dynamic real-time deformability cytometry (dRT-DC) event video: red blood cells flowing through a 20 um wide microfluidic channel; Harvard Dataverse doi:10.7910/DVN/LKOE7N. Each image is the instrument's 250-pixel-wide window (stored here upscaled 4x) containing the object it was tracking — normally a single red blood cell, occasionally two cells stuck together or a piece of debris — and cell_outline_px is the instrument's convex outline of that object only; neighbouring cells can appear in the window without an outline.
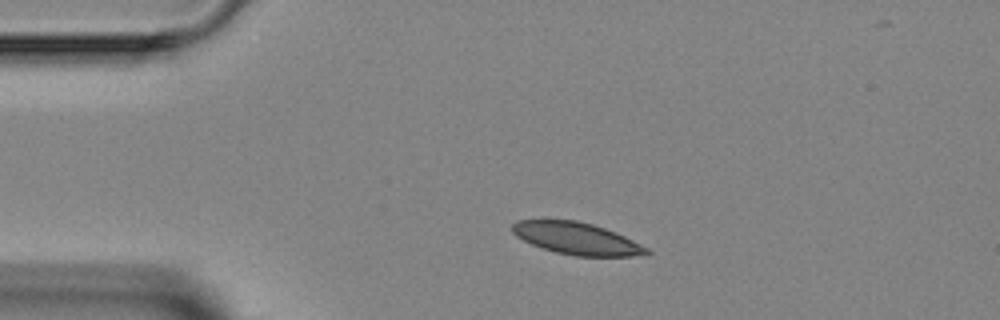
{"species": "Egyptian fruit bat (a non-hibernating species)", "species_latin": "Rousettus aegyptiacus", "temperature_condition": "room temperature", "stored_images_in_passage": 2, "camera_frame_rate_fps": 3000, "um_per_image_px": 0.085, "animal": {"sex": "female"}, "frame": {"image": 1, "passage_image": 1, "time_ms": 0.0, "image_size_px": [1000, 320], "cell_outline_px": [[652, 252], [632, 256], [576, 256], [556, 252], [540, 248], [516, 236], [512, 232], [512, 224], [516, 220], [576, 220], [592, 224], [616, 232], [648, 248]], "centroid_in_image_um": [48.99, 20.27], "position_along_channel_um": 36.0, "area_um2": 24.91}}